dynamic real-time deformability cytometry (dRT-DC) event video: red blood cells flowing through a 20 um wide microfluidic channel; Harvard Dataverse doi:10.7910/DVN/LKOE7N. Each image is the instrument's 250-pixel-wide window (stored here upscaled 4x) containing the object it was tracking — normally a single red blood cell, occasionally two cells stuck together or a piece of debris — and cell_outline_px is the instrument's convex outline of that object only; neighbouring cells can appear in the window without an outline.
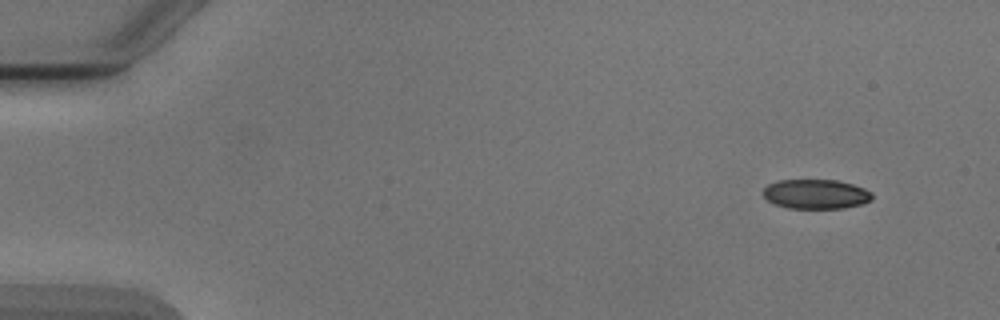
{"species": "Egyptian fruit bat (a non-hibernating species)", "species_latin": "Rousettus aegyptiacus", "temperature_condition": "cold", "stored_images_in_passage": 5, "camera_frame_rate_fps": 3000, "um_per_image_px": 0.085, "animal": {"sex": "male"}, "frame": {"image": 1, "passage_image": 1, "time_ms": 0.0, "image_size_px": [1000, 320], "cell_outline_px": [[872, 200], [860, 204], [844, 208], [788, 208], [776, 204], [768, 200], [764, 196], [764, 188], [768, 184], [776, 180], [836, 180], [852, 184], [864, 188], [872, 192]], "centroid_in_image_um": [69.36, 16.49], "position_along_channel_um": 15.6, "area_um2": 18.67}}
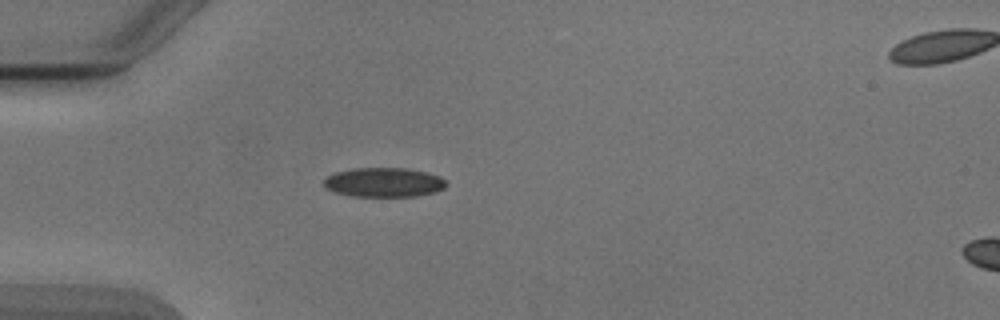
{"frame": {"image": 2, "passage_image": 4, "time_ms": 3.667, "image_size_px": [1000, 320], "cell_outline_px": [[448, 184], [444, 188], [436, 192], [416, 196], [352, 196], [336, 192], [328, 188], [324, 184], [324, 180], [328, 176], [336, 172], [356, 168], [404, 168], [428, 172], [440, 176]], "centroid_in_image_um": [32.68, 15.5], "position_along_channel_um": 52.3, "area_um2": 20.81}}